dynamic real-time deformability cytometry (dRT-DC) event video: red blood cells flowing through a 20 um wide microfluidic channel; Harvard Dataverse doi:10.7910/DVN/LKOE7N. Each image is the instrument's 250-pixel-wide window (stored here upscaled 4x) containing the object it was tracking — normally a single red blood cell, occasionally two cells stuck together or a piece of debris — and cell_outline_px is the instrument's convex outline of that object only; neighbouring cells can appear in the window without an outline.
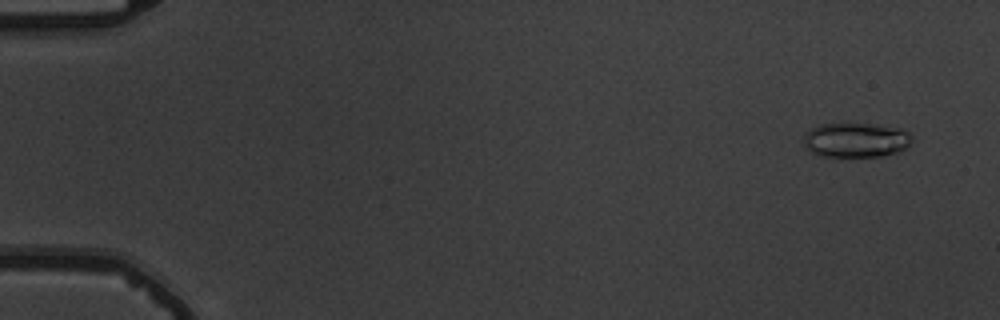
{"species": "common noctule bat (a hibernating species)", "species_latin": "Nyctalus noctula", "temperature_condition": "warm", "stored_images_in_passage": 56, "camera_frame_rate_fps": 3000, "um_per_image_px": 0.085, "animal": {"sex": "male", "body_mass_g": 19.5, "forearm_length_mm": 54.6}, "frame": {"image": 1, "passage_image": 4, "time_ms": 1.0, "image_size_px": [1000, 320], "cell_outline_px": [[912, 144], [900, 152], [880, 156], [840, 160], [820, 156], [804, 148], [804, 132], [820, 124], [844, 120], [900, 128], [908, 132], [912, 136]], "centroid_in_image_um": [72.7, 11.91], "position_along_channel_um": 12.3, "area_um2": 23.64}}
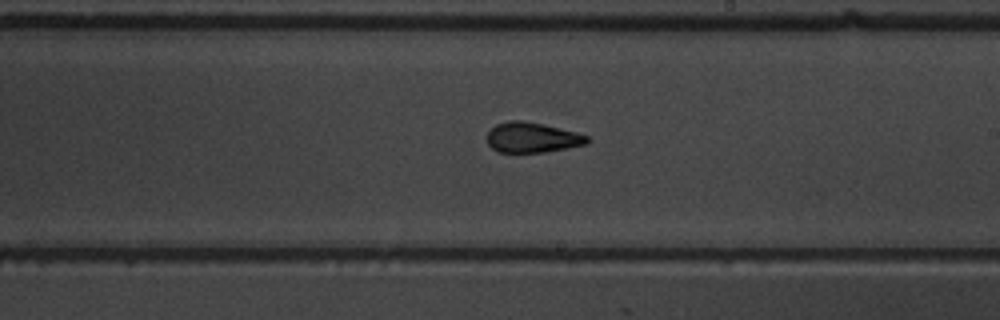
{"frame": {"image": 2, "passage_image": 34, "time_ms": 11.0, "image_size_px": [1000, 320], "cell_outline_px": [[592, 140], [588, 144], [544, 152], [500, 152], [492, 148], [488, 144], [488, 132], [496, 124], [508, 120], [524, 120], [544, 124], [576, 132], [588, 136]], "centroid_in_image_um": [45.27, 11.68], "position_along_channel_um": 243.7, "area_um2": 17.69}}
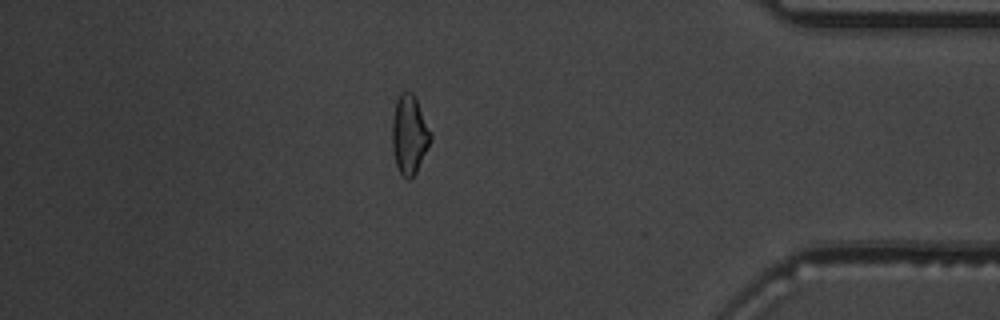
{"frame": {"image": 3, "passage_image": 49, "time_ms": 16.0, "image_size_px": [1000, 320], "cell_outline_px": [[432, 140], [416, 172], [408, 180], [400, 172], [396, 164], [392, 148], [392, 120], [396, 100], [400, 92], [412, 92], [432, 132]], "centroid_in_image_um": [34.8, 11.43], "position_along_channel_um": 400.4, "area_um2": 17.63}, "authors_computed_cell_mechanics": {"area_um2": 18.207, "velocity_mm_per_s": 3.7495, "shape_relaxation_time_tau1_ms": 4.4872, "shape_relaxation_time_tau2_ms": 2.0355, "deformation_change_tau1": 0.1655, "deformation_change_tau2": 0.092}}